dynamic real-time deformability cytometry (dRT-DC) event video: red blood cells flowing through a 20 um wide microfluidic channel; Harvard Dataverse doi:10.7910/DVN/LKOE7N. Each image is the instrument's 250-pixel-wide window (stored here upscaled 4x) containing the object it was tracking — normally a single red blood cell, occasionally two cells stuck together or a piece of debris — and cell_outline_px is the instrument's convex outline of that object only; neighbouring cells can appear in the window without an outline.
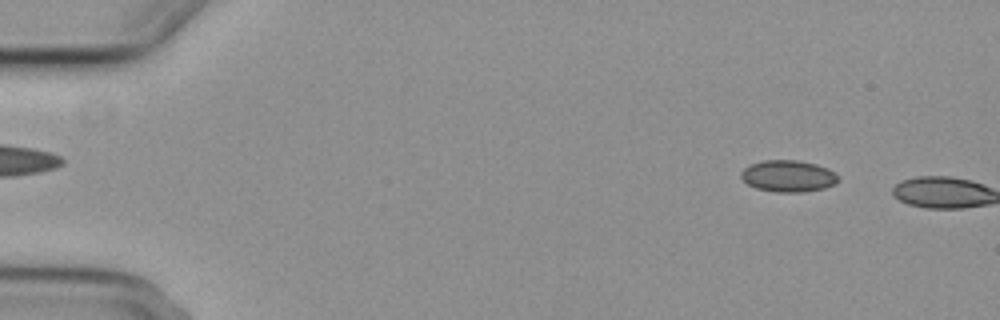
{"species": "common noctule bat (a hibernating species)", "species_latin": "Nyctalus noctula", "temperature_condition": "cold", "stored_images_in_passage": 2, "camera_frame_rate_fps": 3000, "um_per_image_px": 0.085, "animal": {"sex": "female", "body_mass_g": 29.2, "forearm_length_mm": 56.3}, "frame": {"image": 1, "passage_image": 1, "time_ms": 0.0, "image_size_px": [1000, 320], "cell_outline_px": [[840, 180], [836, 184], [824, 188], [800, 192], [776, 192], [756, 188], [748, 184], [740, 176], [740, 172], [744, 168], [752, 164], [764, 160], [796, 160], [816, 164], [828, 168], [840, 176]], "centroid_in_image_um": [67.03, 14.96], "position_along_channel_um": 18.0, "area_um2": 17.98}}